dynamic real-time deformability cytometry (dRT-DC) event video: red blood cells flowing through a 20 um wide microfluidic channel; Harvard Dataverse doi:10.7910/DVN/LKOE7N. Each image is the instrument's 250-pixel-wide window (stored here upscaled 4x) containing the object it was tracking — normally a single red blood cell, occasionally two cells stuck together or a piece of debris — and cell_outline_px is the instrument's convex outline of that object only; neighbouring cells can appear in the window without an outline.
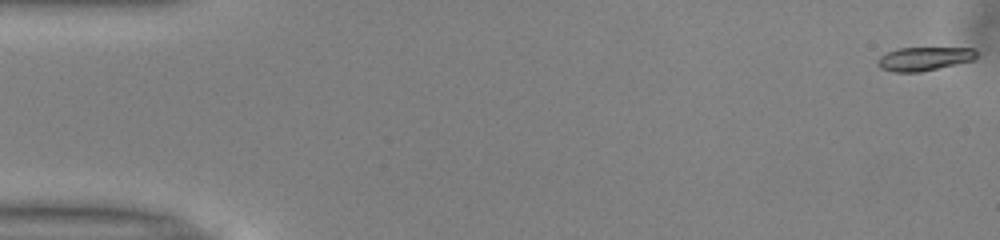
{"species": "common noctule bat (a hibernating species)", "species_latin": "Nyctalus noctula", "temperature_condition": "warm", "stored_images_in_passage": 52, "camera_frame_rate_fps": 3000, "um_per_image_px": 0.085, "animal": {"sex": "male", "body_mass_g": 13.0, "forearm_length_mm": 53.1}, "frame": {"image": 1, "passage_image": 1, "time_ms": 0.0, "image_size_px": [1000, 240], "cell_outline_px": [[976, 56], [972, 60], [920, 72], [896, 72], [880, 68], [876, 64], [876, 60], [880, 56], [888, 52], [900, 48], [976, 48]], "centroid_in_image_um": [78.51, 4.99], "position_along_channel_um": 6.5, "area_um2": 13.47}}
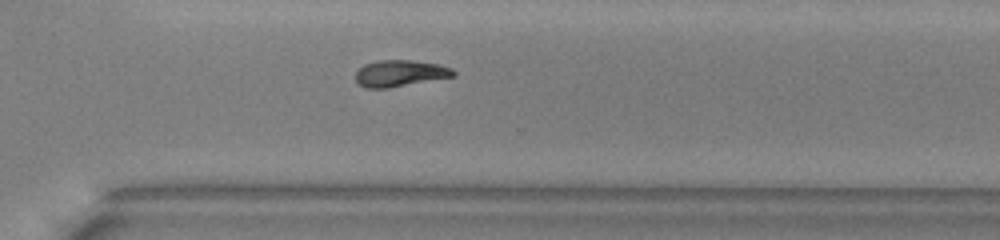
{"frame": {"image": 2, "passage_image": 37, "time_ms": 12.0, "image_size_px": [1000, 240], "cell_outline_px": [[456, 76], [388, 88], [364, 88], [356, 80], [356, 72], [364, 64], [380, 60], [412, 60], [440, 64], [452, 68], [456, 72]], "centroid_in_image_um": [34.04, 6.23], "position_along_channel_um": 336.6, "area_um2": 15.14}}
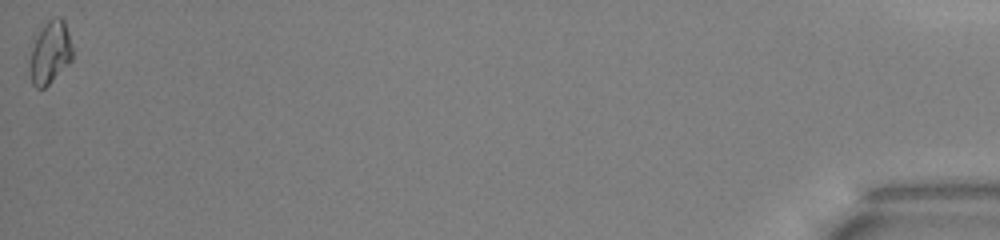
{"frame": {"image": 3, "passage_image": 52, "time_ms": 17.0, "image_size_px": [1000, 240], "cell_outline_px": [[72, 60], [44, 88], [36, 88], [32, 84], [28, 72], [32, 48], [44, 24], [52, 16], [60, 16], [64, 20], [72, 44]], "centroid_in_image_um": [4.26, 4.46], "position_along_channel_um": 430.9, "area_um2": 15.49}, "authors_computed_cell_mechanics": {"area_um2": 14.7968, "velocity_mm_per_s": 3.9866, "shape_relaxation_time_tau1_ms": 6.0635, "shape_relaxation_time_tau2_ms": null, "deformation_change_tau1": 0.1798, "deformation_change_tau2": null}}